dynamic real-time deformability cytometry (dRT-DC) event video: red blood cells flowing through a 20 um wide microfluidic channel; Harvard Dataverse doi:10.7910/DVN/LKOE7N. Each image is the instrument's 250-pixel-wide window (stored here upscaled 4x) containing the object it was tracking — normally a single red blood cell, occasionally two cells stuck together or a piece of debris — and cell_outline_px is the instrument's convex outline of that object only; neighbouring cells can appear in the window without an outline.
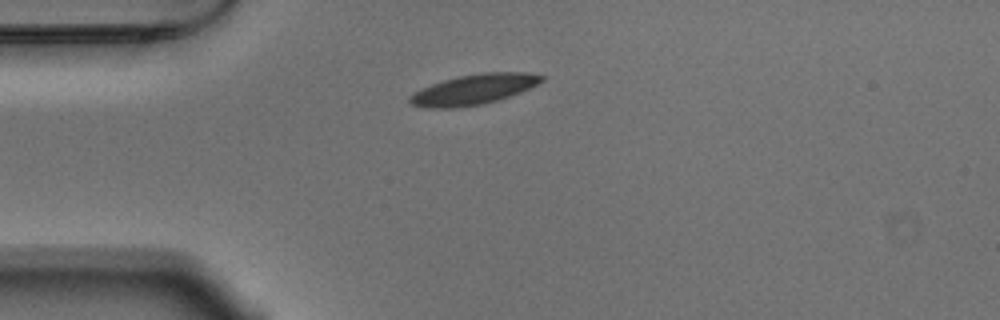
{"species": "Egyptian fruit bat (a non-hibernating species)", "species_latin": "Rousettus aegyptiacus", "temperature_condition": "warm", "stored_images_in_passage": 42, "camera_frame_rate_fps": 3000, "um_per_image_px": 0.085, "animal": {"sex": "male"}, "frame": {"image": 1, "passage_image": 1, "time_ms": 0.0, "image_size_px": [1000, 320], "cell_outline_px": [[544, 80], [520, 92], [496, 100], [480, 104], [452, 108], [424, 108], [412, 104], [408, 100], [408, 96], [412, 92], [420, 88], [444, 80], [460, 76], [480, 72], [528, 72], [544, 76]], "centroid_in_image_um": [40.21, 7.59], "position_along_channel_um": 44.8, "area_um2": 23.06}}
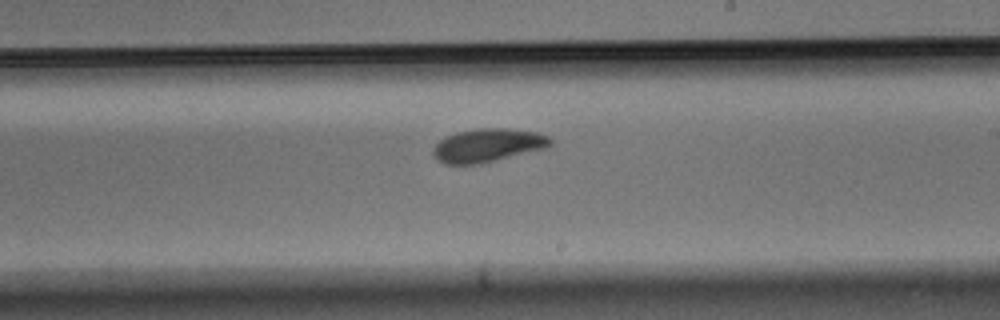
{"frame": {"image": 2, "passage_image": 19, "time_ms": 6.0, "image_size_px": [1000, 320], "cell_outline_px": [[552, 144], [548, 148], [476, 164], [444, 164], [432, 156], [432, 152], [436, 144], [440, 140], [456, 132], [476, 128], [504, 128], [540, 132], [548, 136], [552, 140]], "centroid_in_image_um": [41.48, 12.34], "position_along_channel_um": 247.5, "area_um2": 22.83}}
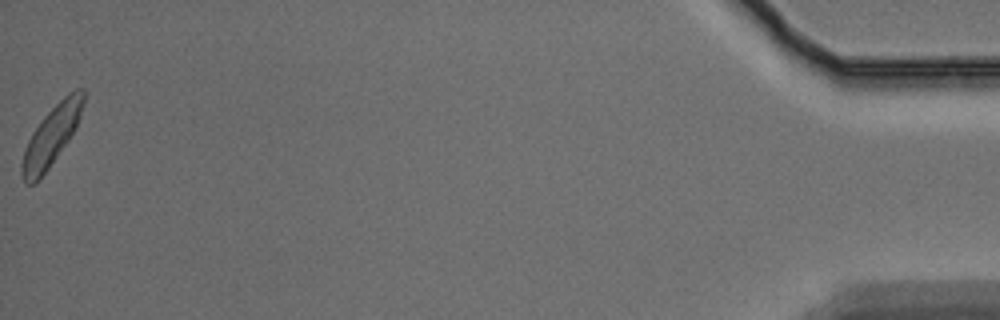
{"frame": {"image": 3, "passage_image": 42, "time_ms": 13.667, "image_size_px": [1000, 320], "cell_outline_px": [[84, 100], [80, 116], [68, 140], [48, 168], [36, 184], [24, 184], [20, 172], [20, 164], [24, 148], [32, 132], [44, 116], [68, 92], [76, 88], [84, 88]], "centroid_in_image_um": [4.32, 11.58], "position_along_channel_um": 430.9, "area_um2": 21.15}, "authors_computed_cell_mechanics": {"area_um2": 22.2241, "velocity_mm_per_s": 3.6741, "shape_relaxation_time_tau1_ms": 2.661, "shape_relaxation_time_tau2_ms": 5.2766, "deformation_change_tau1": 0.0984, "deformation_change_tau2": 0.11}}